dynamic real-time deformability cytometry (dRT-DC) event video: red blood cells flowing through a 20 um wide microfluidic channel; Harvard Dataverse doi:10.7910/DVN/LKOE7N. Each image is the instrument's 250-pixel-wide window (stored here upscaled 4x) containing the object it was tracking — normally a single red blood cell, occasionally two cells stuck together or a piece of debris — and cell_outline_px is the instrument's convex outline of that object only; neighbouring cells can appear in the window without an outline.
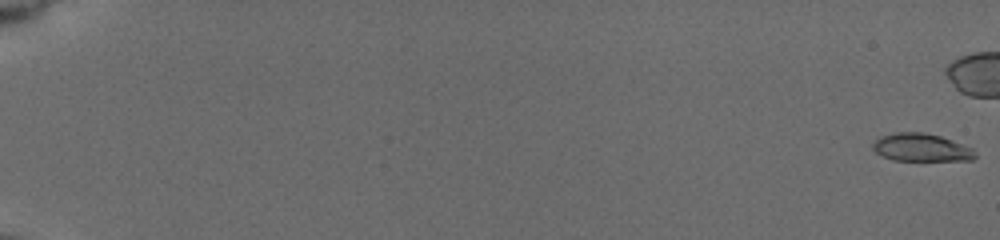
{"species": "common noctule bat (a hibernating species)", "species_latin": "Nyctalus noctula", "temperature_condition": "cold", "stored_images_in_passage": 23, "segment_of_instrument_passage": [1, 2], "camera_frame_rate_fps": 3000, "um_per_image_px": 0.085, "animal": {"sex": "female", "body_mass_g": 19.5, "forearm_length_mm": 54.1}, "frame": {"image": 1, "passage_image": 1, "time_ms": 0.0, "image_size_px": [1000, 240], "cell_outline_px": [[976, 156], [972, 160], [892, 160], [876, 152], [872, 148], [872, 144], [880, 136], [896, 132], [924, 132], [940, 136], [952, 140], [972, 148]], "centroid_in_image_um": [78.29, 12.53], "position_along_channel_um": 6.7, "area_um2": 16.47}}